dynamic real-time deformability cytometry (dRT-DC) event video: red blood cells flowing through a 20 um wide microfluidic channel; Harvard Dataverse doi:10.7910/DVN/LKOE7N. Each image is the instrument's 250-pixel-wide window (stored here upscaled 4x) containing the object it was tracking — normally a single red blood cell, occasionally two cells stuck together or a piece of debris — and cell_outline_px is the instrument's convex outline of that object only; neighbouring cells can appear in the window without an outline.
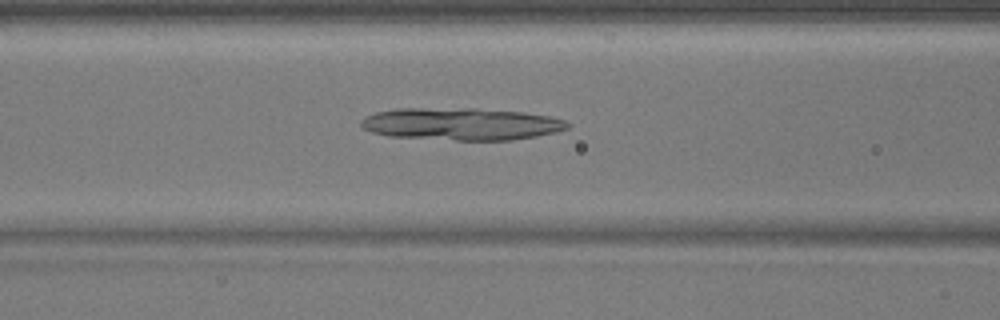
{"species": "common noctule bat (a hibernating species)", "species_latin": "Nyctalus noctula", "temperature_condition": "warm", "stored_images_in_passage": 42, "camera_frame_rate_fps": 3000, "um_per_image_px": 0.085, "animal": {"sex": "male", "body_mass_g": 17.9}, "frame": {"image": 1, "passage_image": 21, "time_ms": 6.667, "image_size_px": [1000, 320], "cell_outline_px": [[568, 128], [556, 132], [536, 136], [512, 140], [456, 140], [388, 136], [372, 132], [360, 128], [360, 120], [376, 112], [396, 108], [476, 108], [524, 112], [548, 116], [564, 120], [568, 124]], "centroid_in_image_um": [39.17, 10.53], "position_along_channel_um": 127.4, "area_um2": 38.96}}
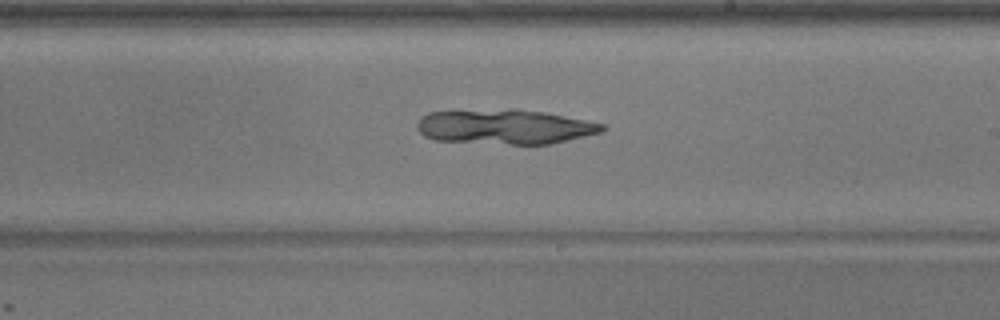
{"frame": {"image": 2, "passage_image": 30, "time_ms": 9.667, "image_size_px": [1000, 320], "cell_outline_px": [[608, 128], [604, 132], [552, 144], [508, 144], [436, 140], [424, 136], [416, 128], [416, 124], [420, 116], [428, 112], [512, 108], [520, 108], [544, 112], [604, 124]], "centroid_in_image_um": [42.92, 10.76], "position_along_channel_um": 246.1, "area_um2": 37.92}}
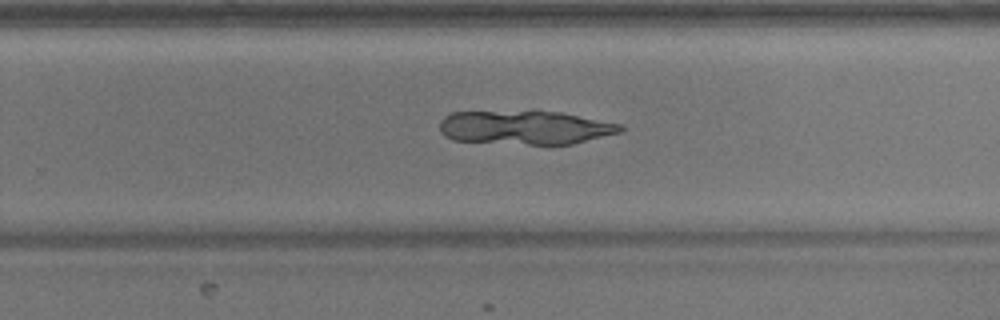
{"frame": {"image": 3, "passage_image": 33, "time_ms": 10.667, "image_size_px": [1000, 320], "cell_outline_px": [[624, 128], [620, 132], [572, 144], [552, 148], [452, 140], [444, 136], [440, 132], [440, 120], [444, 116], [452, 112], [532, 108], [536, 108], [560, 112], [620, 124]], "centroid_in_image_um": [44.57, 10.84], "position_along_channel_um": 285.2, "area_um2": 38.03}}